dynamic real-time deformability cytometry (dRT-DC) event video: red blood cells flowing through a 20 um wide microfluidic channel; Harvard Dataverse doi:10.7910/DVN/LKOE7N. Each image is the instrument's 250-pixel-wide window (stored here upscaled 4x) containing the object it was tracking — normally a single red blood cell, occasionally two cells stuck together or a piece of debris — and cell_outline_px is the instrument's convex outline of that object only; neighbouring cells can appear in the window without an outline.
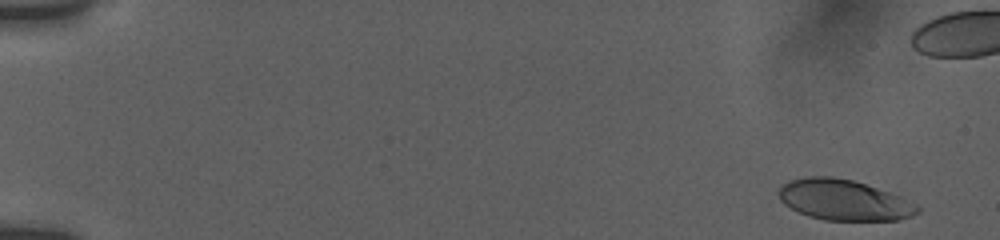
{"species": "human", "species_latin": "Homo sapiens", "temperature_condition": "room temperature", "stored_images_in_passage": 83, "camera_frame_rate_fps": 3000, "um_per_image_px": 0.085, "donor": {"sex": "female"}, "frame": {"image": 1, "passage_image": 6, "time_ms": 0.667, "image_size_px": [1000, 240], "cell_outline_px": [[920, 212], [912, 216], [900, 220], [824, 220], [808, 216], [784, 204], [780, 200], [780, 188], [788, 180], [808, 176], [832, 176], [852, 180], [900, 196], [916, 204], [920, 208]], "centroid_in_image_um": [71.74, 17.0], "position_along_channel_um": 13.3, "area_um2": 32.66}}
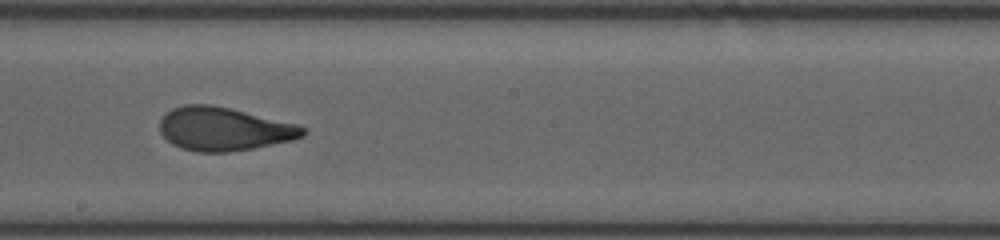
{"frame": {"image": 2, "passage_image": 56, "time_ms": 10.667, "image_size_px": [1000, 240], "cell_outline_px": [[308, 132], [304, 136], [292, 140], [256, 148], [228, 152], [196, 152], [180, 148], [172, 144], [160, 132], [160, 120], [172, 108], [184, 104], [212, 104], [296, 124], [308, 128]], "centroid_in_image_um": [19.04, 10.97], "position_along_channel_um": 229.2, "area_um2": 36.3}}
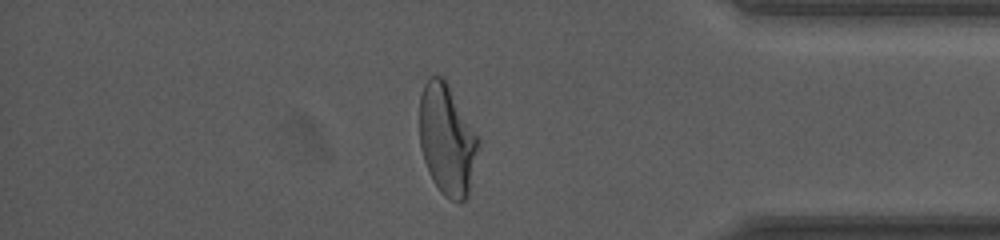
{"frame": {"image": 3, "passage_image": 79, "time_ms": 15.667, "image_size_px": [1000, 240], "cell_outline_px": [[480, 144], [468, 196], [464, 200], [452, 200], [444, 196], [440, 192], [432, 180], [428, 172], [420, 148], [420, 96], [424, 84], [432, 76], [444, 76], [480, 136]], "centroid_in_image_um": [38.02, 11.85], "position_along_channel_um": 397.2, "area_um2": 38.55}}